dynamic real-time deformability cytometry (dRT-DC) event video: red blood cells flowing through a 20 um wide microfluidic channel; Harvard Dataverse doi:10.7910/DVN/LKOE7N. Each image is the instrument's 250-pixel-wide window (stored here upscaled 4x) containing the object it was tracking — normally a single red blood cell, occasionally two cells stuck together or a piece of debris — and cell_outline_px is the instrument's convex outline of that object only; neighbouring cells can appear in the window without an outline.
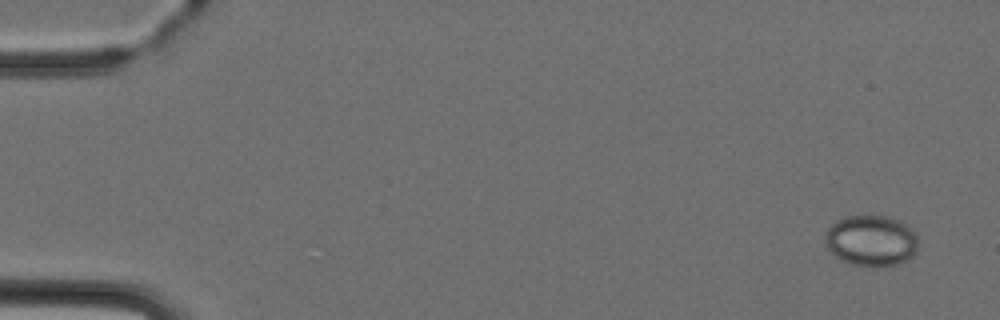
{"species": "Egyptian fruit bat (a non-hibernating species)", "species_latin": "Rousettus aegyptiacus", "temperature_condition": "cold", "stored_images_in_passage": 7, "camera_frame_rate_fps": 3000, "um_per_image_px": 0.085, "animal": {"sex": "female"}, "frame": {"image": 1, "passage_image": 1, "time_ms": 0.0, "image_size_px": [1000, 320], "cell_outline_px": [[916, 252], [912, 256], [896, 264], [884, 268], [872, 268], [852, 264], [840, 260], [824, 244], [824, 236], [828, 228], [836, 220], [844, 216], [888, 216], [900, 220], [908, 224], [916, 236]], "centroid_in_image_um": [74.03, 20.46], "position_along_channel_um": 11.0, "area_um2": 28.03}}
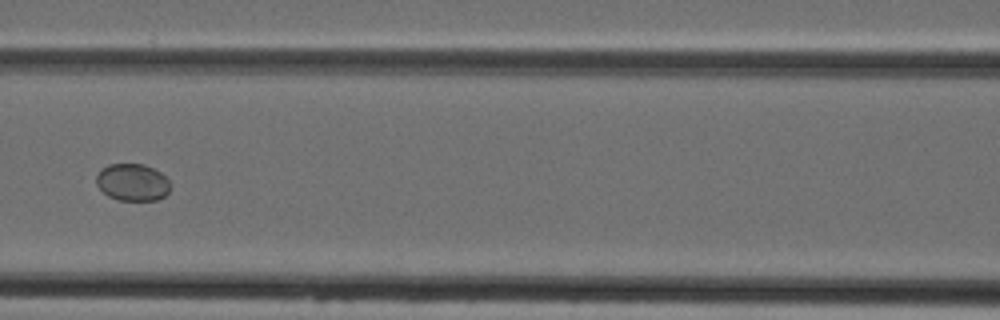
{"frame": {"image": 2, "passage_image": 7, "time_ms": 6.667, "image_size_px": [1000, 320], "cell_outline_px": [[168, 192], [164, 196], [156, 200], [120, 200], [108, 196], [96, 184], [96, 176], [108, 164], [144, 164], [160, 172], [168, 180]], "centroid_in_image_um": [11.25, 15.49], "position_along_channel_um": 155.4, "area_um2": 15.72}}